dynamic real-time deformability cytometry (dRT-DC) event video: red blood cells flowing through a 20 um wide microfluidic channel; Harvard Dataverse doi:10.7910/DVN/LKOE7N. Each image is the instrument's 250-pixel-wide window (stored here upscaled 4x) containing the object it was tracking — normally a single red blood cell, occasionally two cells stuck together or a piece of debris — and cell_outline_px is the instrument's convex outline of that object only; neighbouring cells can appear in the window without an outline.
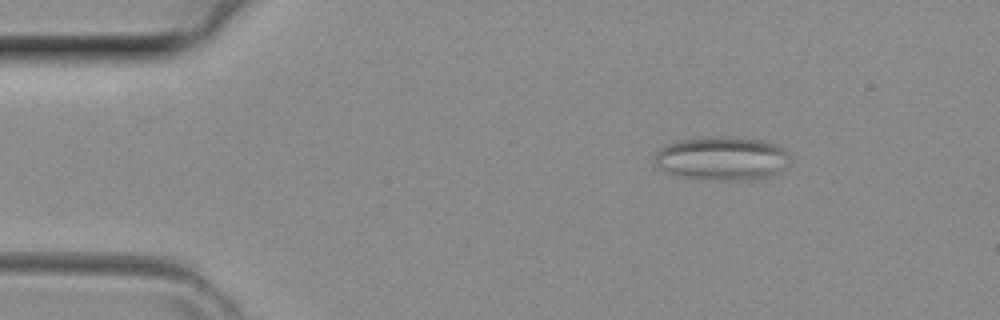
{"species": "common noctule bat (a hibernating species)", "species_latin": "Nyctalus noctula", "temperature_condition": "room temperature", "stored_images_in_passage": 38, "camera_frame_rate_fps": 3000, "um_per_image_px": 0.085, "animal": {"sex": "female", "body_mass_g": 29.2, "forearm_length_mm": 56.3}, "frame": {"image": 1, "passage_image": 2, "time_ms": 0.333, "image_size_px": [1000, 320], "cell_outline_px": [[788, 156], [780, 172], [772, 176], [748, 180], [704, 180], [684, 176], [668, 172], [660, 168], [656, 164], [656, 152], [660, 148], [668, 144], [680, 140], [712, 136], [724, 136], [764, 140], [776, 144], [784, 148], [788, 152]], "centroid_in_image_um": [61.39, 13.46], "position_along_channel_um": 23.6, "area_um2": 34.33}}
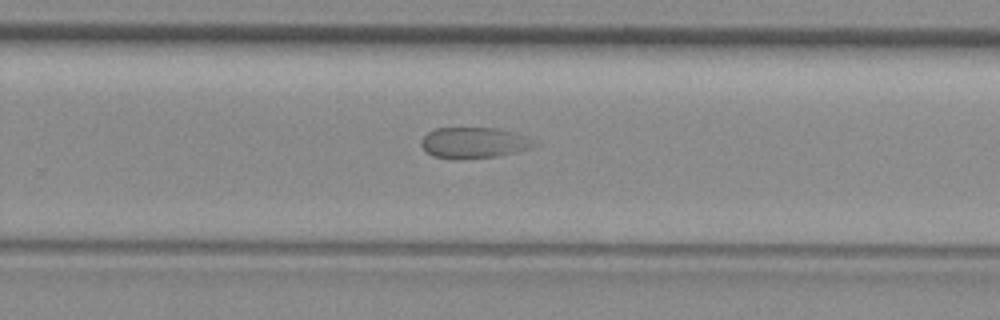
{"frame": {"image": 2, "passage_image": 23, "time_ms": 7.333, "image_size_px": [1000, 320], "cell_outline_px": [[540, 144], [532, 148], [496, 156], [456, 160], [432, 156], [420, 144], [420, 140], [428, 132], [436, 128], [496, 128], [524, 136]], "centroid_in_image_um": [40.25, 12.15], "position_along_channel_um": 289.6, "area_um2": 20.29}}
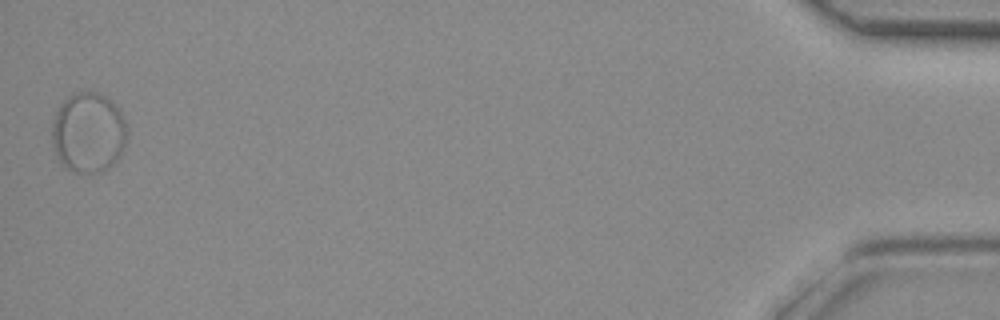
{"frame": {"image": 3, "passage_image": 38, "time_ms": 12.333, "image_size_px": [1000, 320], "cell_outline_px": [[128, 132], [120, 156], [104, 172], [76, 172], [64, 168], [60, 164], [56, 156], [52, 144], [52, 120], [60, 104], [68, 96], [76, 92], [96, 92], [112, 100], [116, 104], [128, 124]], "centroid_in_image_um": [7.51, 11.27], "position_along_channel_um": 427.7, "area_um2": 35.66}}